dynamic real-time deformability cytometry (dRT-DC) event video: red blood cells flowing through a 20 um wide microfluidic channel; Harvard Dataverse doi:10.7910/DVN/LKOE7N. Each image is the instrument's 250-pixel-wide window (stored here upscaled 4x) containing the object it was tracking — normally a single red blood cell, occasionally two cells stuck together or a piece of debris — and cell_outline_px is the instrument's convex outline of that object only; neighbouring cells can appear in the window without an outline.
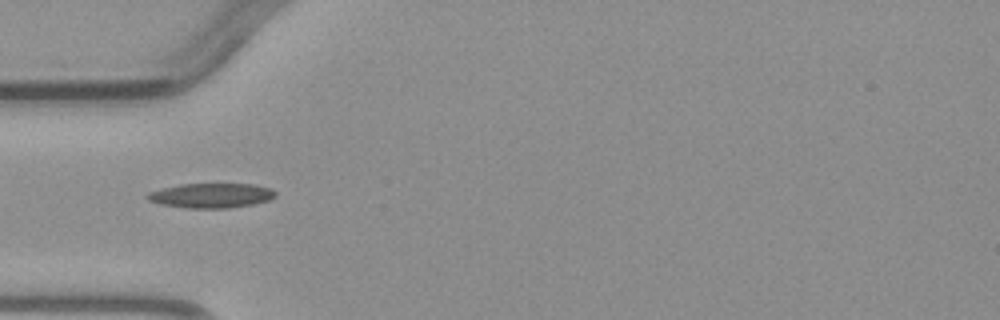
{"species": "common noctule bat (a hibernating species)", "species_latin": "Nyctalus noctula", "temperature_condition": "warm", "stored_images_in_passage": 5, "camera_frame_rate_fps": 3000, "um_per_image_px": 0.085, "animal": {"sex": "male", "body_mass_g": 23.1, "forearm_length_mm": 52.7}, "frame": {"image": 1, "passage_image": 4, "time_ms": 3.667, "image_size_px": [1000, 320], "cell_outline_px": [[276, 196], [268, 200], [252, 204], [228, 208], [184, 208], [160, 204], [148, 200], [144, 196], [148, 192], [160, 188], [180, 184], [252, 184], [272, 188], [276, 192]], "centroid_in_image_um": [17.91, 16.61], "position_along_channel_um": 67.1, "area_um2": 18.55}}
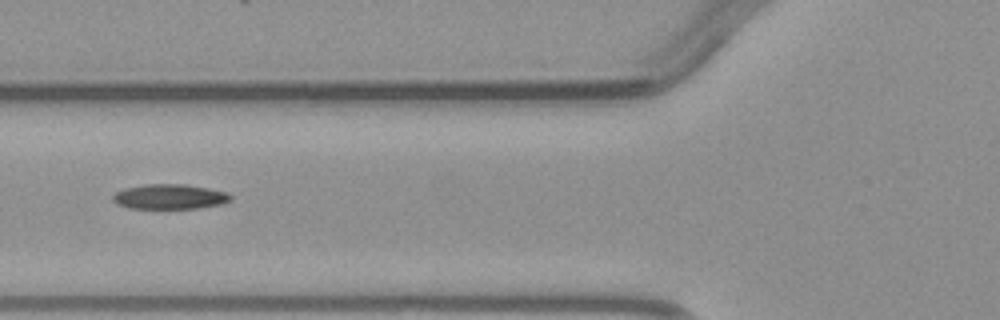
{"frame": {"image": 2, "passage_image": 5, "time_ms": 4.667, "image_size_px": [1000, 320], "cell_outline_px": [[232, 200], [220, 204], [200, 208], [128, 208], [116, 204], [112, 200], [112, 196], [116, 192], [124, 188], [144, 184], [184, 184], [208, 188], [228, 192], [232, 196]], "centroid_in_image_um": [14.41, 16.71], "position_along_channel_um": 111.4, "area_um2": 17.22}}